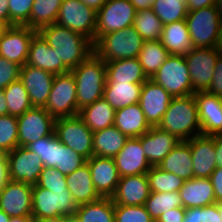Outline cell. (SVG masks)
<instances>
[{"label":"cell","instance_id":"obj_1","mask_svg":"<svg viewBox=\"0 0 222 222\" xmlns=\"http://www.w3.org/2000/svg\"><path fill=\"white\" fill-rule=\"evenodd\" d=\"M38 33L56 50L59 60L72 70L94 53V43L80 33L57 23L42 27Z\"/></svg>","mask_w":222,"mask_h":222},{"label":"cell","instance_id":"obj_2","mask_svg":"<svg viewBox=\"0 0 222 222\" xmlns=\"http://www.w3.org/2000/svg\"><path fill=\"white\" fill-rule=\"evenodd\" d=\"M158 127L180 141L200 135L201 125L194 94L172 98Z\"/></svg>","mask_w":222,"mask_h":222},{"label":"cell","instance_id":"obj_3","mask_svg":"<svg viewBox=\"0 0 222 222\" xmlns=\"http://www.w3.org/2000/svg\"><path fill=\"white\" fill-rule=\"evenodd\" d=\"M70 72L76 81L78 110L103 98L106 83V64L103 59L93 53Z\"/></svg>","mask_w":222,"mask_h":222},{"label":"cell","instance_id":"obj_4","mask_svg":"<svg viewBox=\"0 0 222 222\" xmlns=\"http://www.w3.org/2000/svg\"><path fill=\"white\" fill-rule=\"evenodd\" d=\"M185 21L194 48L221 46L222 17L215 6L188 11Z\"/></svg>","mask_w":222,"mask_h":222},{"label":"cell","instance_id":"obj_5","mask_svg":"<svg viewBox=\"0 0 222 222\" xmlns=\"http://www.w3.org/2000/svg\"><path fill=\"white\" fill-rule=\"evenodd\" d=\"M144 40L133 26L103 35L94 44V53L105 62L137 58Z\"/></svg>","mask_w":222,"mask_h":222},{"label":"cell","instance_id":"obj_6","mask_svg":"<svg viewBox=\"0 0 222 222\" xmlns=\"http://www.w3.org/2000/svg\"><path fill=\"white\" fill-rule=\"evenodd\" d=\"M78 205L69 190L54 191L33 185L32 219L74 216Z\"/></svg>","mask_w":222,"mask_h":222},{"label":"cell","instance_id":"obj_7","mask_svg":"<svg viewBox=\"0 0 222 222\" xmlns=\"http://www.w3.org/2000/svg\"><path fill=\"white\" fill-rule=\"evenodd\" d=\"M173 98L194 94L184 55H170L151 78Z\"/></svg>","mask_w":222,"mask_h":222},{"label":"cell","instance_id":"obj_8","mask_svg":"<svg viewBox=\"0 0 222 222\" xmlns=\"http://www.w3.org/2000/svg\"><path fill=\"white\" fill-rule=\"evenodd\" d=\"M76 94V81L73 74L71 72L57 74L44 108L55 119L77 116L79 110L77 109Z\"/></svg>","mask_w":222,"mask_h":222},{"label":"cell","instance_id":"obj_9","mask_svg":"<svg viewBox=\"0 0 222 222\" xmlns=\"http://www.w3.org/2000/svg\"><path fill=\"white\" fill-rule=\"evenodd\" d=\"M54 132L62 144L77 154L87 160L93 156V132L78 115L55 119Z\"/></svg>","mask_w":222,"mask_h":222},{"label":"cell","instance_id":"obj_10","mask_svg":"<svg viewBox=\"0 0 222 222\" xmlns=\"http://www.w3.org/2000/svg\"><path fill=\"white\" fill-rule=\"evenodd\" d=\"M97 11L80 0H62L56 23L69 28L95 44Z\"/></svg>","mask_w":222,"mask_h":222},{"label":"cell","instance_id":"obj_11","mask_svg":"<svg viewBox=\"0 0 222 222\" xmlns=\"http://www.w3.org/2000/svg\"><path fill=\"white\" fill-rule=\"evenodd\" d=\"M135 14L129 0H107L97 11L95 43L103 35L133 26Z\"/></svg>","mask_w":222,"mask_h":222},{"label":"cell","instance_id":"obj_12","mask_svg":"<svg viewBox=\"0 0 222 222\" xmlns=\"http://www.w3.org/2000/svg\"><path fill=\"white\" fill-rule=\"evenodd\" d=\"M222 53L220 47L193 48L190 53L184 55L193 91L205 92L213 79L215 64Z\"/></svg>","mask_w":222,"mask_h":222},{"label":"cell","instance_id":"obj_13","mask_svg":"<svg viewBox=\"0 0 222 222\" xmlns=\"http://www.w3.org/2000/svg\"><path fill=\"white\" fill-rule=\"evenodd\" d=\"M17 119L19 146L26 147L54 132L55 118L44 107H32Z\"/></svg>","mask_w":222,"mask_h":222},{"label":"cell","instance_id":"obj_14","mask_svg":"<svg viewBox=\"0 0 222 222\" xmlns=\"http://www.w3.org/2000/svg\"><path fill=\"white\" fill-rule=\"evenodd\" d=\"M37 33L28 26H9L0 36V57L24 66L32 38Z\"/></svg>","mask_w":222,"mask_h":222},{"label":"cell","instance_id":"obj_15","mask_svg":"<svg viewBox=\"0 0 222 222\" xmlns=\"http://www.w3.org/2000/svg\"><path fill=\"white\" fill-rule=\"evenodd\" d=\"M9 176L12 181L36 185L44 168L39 156L26 147L18 146L7 153Z\"/></svg>","mask_w":222,"mask_h":222},{"label":"cell","instance_id":"obj_16","mask_svg":"<svg viewBox=\"0 0 222 222\" xmlns=\"http://www.w3.org/2000/svg\"><path fill=\"white\" fill-rule=\"evenodd\" d=\"M31 184L10 180L2 189L0 209L10 217H32Z\"/></svg>","mask_w":222,"mask_h":222},{"label":"cell","instance_id":"obj_17","mask_svg":"<svg viewBox=\"0 0 222 222\" xmlns=\"http://www.w3.org/2000/svg\"><path fill=\"white\" fill-rule=\"evenodd\" d=\"M173 97L153 80L147 79L142 86L139 105L151 127H158Z\"/></svg>","mask_w":222,"mask_h":222},{"label":"cell","instance_id":"obj_18","mask_svg":"<svg viewBox=\"0 0 222 222\" xmlns=\"http://www.w3.org/2000/svg\"><path fill=\"white\" fill-rule=\"evenodd\" d=\"M55 75L51 72L25 64L20 68L22 81L33 107H45L49 99Z\"/></svg>","mask_w":222,"mask_h":222},{"label":"cell","instance_id":"obj_19","mask_svg":"<svg viewBox=\"0 0 222 222\" xmlns=\"http://www.w3.org/2000/svg\"><path fill=\"white\" fill-rule=\"evenodd\" d=\"M120 177L146 174L152 167L141 146V136L128 138L121 151L113 157Z\"/></svg>","mask_w":222,"mask_h":222},{"label":"cell","instance_id":"obj_20","mask_svg":"<svg viewBox=\"0 0 222 222\" xmlns=\"http://www.w3.org/2000/svg\"><path fill=\"white\" fill-rule=\"evenodd\" d=\"M191 149L194 177L210 178L217 168L215 135H197L187 141Z\"/></svg>","mask_w":222,"mask_h":222},{"label":"cell","instance_id":"obj_21","mask_svg":"<svg viewBox=\"0 0 222 222\" xmlns=\"http://www.w3.org/2000/svg\"><path fill=\"white\" fill-rule=\"evenodd\" d=\"M203 135H222V98L205 92L194 93Z\"/></svg>","mask_w":222,"mask_h":222},{"label":"cell","instance_id":"obj_22","mask_svg":"<svg viewBox=\"0 0 222 222\" xmlns=\"http://www.w3.org/2000/svg\"><path fill=\"white\" fill-rule=\"evenodd\" d=\"M90 168L95 190L101 197H112L120 180L113 158L93 155L86 162Z\"/></svg>","mask_w":222,"mask_h":222},{"label":"cell","instance_id":"obj_23","mask_svg":"<svg viewBox=\"0 0 222 222\" xmlns=\"http://www.w3.org/2000/svg\"><path fill=\"white\" fill-rule=\"evenodd\" d=\"M150 194L147 174L120 177L111 199L114 204L138 206L145 205Z\"/></svg>","mask_w":222,"mask_h":222},{"label":"cell","instance_id":"obj_24","mask_svg":"<svg viewBox=\"0 0 222 222\" xmlns=\"http://www.w3.org/2000/svg\"><path fill=\"white\" fill-rule=\"evenodd\" d=\"M179 142L174 135L159 127H151L141 136V146L151 166H159Z\"/></svg>","mask_w":222,"mask_h":222},{"label":"cell","instance_id":"obj_25","mask_svg":"<svg viewBox=\"0 0 222 222\" xmlns=\"http://www.w3.org/2000/svg\"><path fill=\"white\" fill-rule=\"evenodd\" d=\"M26 64L54 75L70 72L62 60H59L56 50L51 48L39 33L32 38Z\"/></svg>","mask_w":222,"mask_h":222},{"label":"cell","instance_id":"obj_26","mask_svg":"<svg viewBox=\"0 0 222 222\" xmlns=\"http://www.w3.org/2000/svg\"><path fill=\"white\" fill-rule=\"evenodd\" d=\"M178 192L185 209L204 207L216 203L210 178L194 177L187 180Z\"/></svg>","mask_w":222,"mask_h":222},{"label":"cell","instance_id":"obj_27","mask_svg":"<svg viewBox=\"0 0 222 222\" xmlns=\"http://www.w3.org/2000/svg\"><path fill=\"white\" fill-rule=\"evenodd\" d=\"M67 189L77 205L97 201L101 198L93 185L90 168L87 163L66 176Z\"/></svg>","mask_w":222,"mask_h":222},{"label":"cell","instance_id":"obj_28","mask_svg":"<svg viewBox=\"0 0 222 222\" xmlns=\"http://www.w3.org/2000/svg\"><path fill=\"white\" fill-rule=\"evenodd\" d=\"M114 126L129 138L140 137L151 128L139 103L117 109Z\"/></svg>","mask_w":222,"mask_h":222},{"label":"cell","instance_id":"obj_29","mask_svg":"<svg viewBox=\"0 0 222 222\" xmlns=\"http://www.w3.org/2000/svg\"><path fill=\"white\" fill-rule=\"evenodd\" d=\"M160 42L170 55H186L194 48L185 20L163 25Z\"/></svg>","mask_w":222,"mask_h":222},{"label":"cell","instance_id":"obj_30","mask_svg":"<svg viewBox=\"0 0 222 222\" xmlns=\"http://www.w3.org/2000/svg\"><path fill=\"white\" fill-rule=\"evenodd\" d=\"M193 162L190 145L187 141H180L159 164L165 172L174 173L184 181L194 178Z\"/></svg>","mask_w":222,"mask_h":222},{"label":"cell","instance_id":"obj_31","mask_svg":"<svg viewBox=\"0 0 222 222\" xmlns=\"http://www.w3.org/2000/svg\"><path fill=\"white\" fill-rule=\"evenodd\" d=\"M106 64V82H127L143 84L148 78L138 58L118 59Z\"/></svg>","mask_w":222,"mask_h":222},{"label":"cell","instance_id":"obj_32","mask_svg":"<svg viewBox=\"0 0 222 222\" xmlns=\"http://www.w3.org/2000/svg\"><path fill=\"white\" fill-rule=\"evenodd\" d=\"M143 84L127 82H106L103 99L114 109H120L137 104Z\"/></svg>","mask_w":222,"mask_h":222},{"label":"cell","instance_id":"obj_33","mask_svg":"<svg viewBox=\"0 0 222 222\" xmlns=\"http://www.w3.org/2000/svg\"><path fill=\"white\" fill-rule=\"evenodd\" d=\"M128 138L115 126L93 132V155L113 158L121 151Z\"/></svg>","mask_w":222,"mask_h":222},{"label":"cell","instance_id":"obj_34","mask_svg":"<svg viewBox=\"0 0 222 222\" xmlns=\"http://www.w3.org/2000/svg\"><path fill=\"white\" fill-rule=\"evenodd\" d=\"M115 113L116 110L101 98L79 110L78 116L92 132H96L114 126Z\"/></svg>","mask_w":222,"mask_h":222},{"label":"cell","instance_id":"obj_35","mask_svg":"<svg viewBox=\"0 0 222 222\" xmlns=\"http://www.w3.org/2000/svg\"><path fill=\"white\" fill-rule=\"evenodd\" d=\"M115 204L111 197L78 205L74 214L78 222H115Z\"/></svg>","mask_w":222,"mask_h":222},{"label":"cell","instance_id":"obj_36","mask_svg":"<svg viewBox=\"0 0 222 222\" xmlns=\"http://www.w3.org/2000/svg\"><path fill=\"white\" fill-rule=\"evenodd\" d=\"M169 56L170 53L161 44L160 40H152L143 42L137 58L144 74L148 79H151Z\"/></svg>","mask_w":222,"mask_h":222},{"label":"cell","instance_id":"obj_37","mask_svg":"<svg viewBox=\"0 0 222 222\" xmlns=\"http://www.w3.org/2000/svg\"><path fill=\"white\" fill-rule=\"evenodd\" d=\"M61 3L62 0H34L27 26L38 32L42 27L56 23Z\"/></svg>","mask_w":222,"mask_h":222},{"label":"cell","instance_id":"obj_38","mask_svg":"<svg viewBox=\"0 0 222 222\" xmlns=\"http://www.w3.org/2000/svg\"><path fill=\"white\" fill-rule=\"evenodd\" d=\"M3 93L7 102V115L19 117L33 107L20 79L7 86Z\"/></svg>","mask_w":222,"mask_h":222},{"label":"cell","instance_id":"obj_39","mask_svg":"<svg viewBox=\"0 0 222 222\" xmlns=\"http://www.w3.org/2000/svg\"><path fill=\"white\" fill-rule=\"evenodd\" d=\"M133 27L144 41L160 40L163 30L162 21L152 9L136 11Z\"/></svg>","mask_w":222,"mask_h":222},{"label":"cell","instance_id":"obj_40","mask_svg":"<svg viewBox=\"0 0 222 222\" xmlns=\"http://www.w3.org/2000/svg\"><path fill=\"white\" fill-rule=\"evenodd\" d=\"M55 132L49 136L39 138L26 146L28 150L37 154L44 167L55 168L58 165L59 149L62 146Z\"/></svg>","mask_w":222,"mask_h":222},{"label":"cell","instance_id":"obj_41","mask_svg":"<svg viewBox=\"0 0 222 222\" xmlns=\"http://www.w3.org/2000/svg\"><path fill=\"white\" fill-rule=\"evenodd\" d=\"M144 206L151 218L156 222L163 213L176 207H183V204L178 191L170 193L150 191Z\"/></svg>","mask_w":222,"mask_h":222},{"label":"cell","instance_id":"obj_42","mask_svg":"<svg viewBox=\"0 0 222 222\" xmlns=\"http://www.w3.org/2000/svg\"><path fill=\"white\" fill-rule=\"evenodd\" d=\"M146 174L149 180V189L154 192L179 191L185 182L181 177L174 173L165 172L158 166H152Z\"/></svg>","mask_w":222,"mask_h":222},{"label":"cell","instance_id":"obj_43","mask_svg":"<svg viewBox=\"0 0 222 222\" xmlns=\"http://www.w3.org/2000/svg\"><path fill=\"white\" fill-rule=\"evenodd\" d=\"M151 9L163 25L185 20L188 13L186 0H155Z\"/></svg>","mask_w":222,"mask_h":222},{"label":"cell","instance_id":"obj_44","mask_svg":"<svg viewBox=\"0 0 222 222\" xmlns=\"http://www.w3.org/2000/svg\"><path fill=\"white\" fill-rule=\"evenodd\" d=\"M19 146L18 119L16 116H0V152L9 153Z\"/></svg>","mask_w":222,"mask_h":222},{"label":"cell","instance_id":"obj_45","mask_svg":"<svg viewBox=\"0 0 222 222\" xmlns=\"http://www.w3.org/2000/svg\"><path fill=\"white\" fill-rule=\"evenodd\" d=\"M115 222H155L144 205L115 204Z\"/></svg>","mask_w":222,"mask_h":222},{"label":"cell","instance_id":"obj_46","mask_svg":"<svg viewBox=\"0 0 222 222\" xmlns=\"http://www.w3.org/2000/svg\"><path fill=\"white\" fill-rule=\"evenodd\" d=\"M86 162L87 159L85 157L63 144L59 149L58 165L55 168L67 176Z\"/></svg>","mask_w":222,"mask_h":222},{"label":"cell","instance_id":"obj_47","mask_svg":"<svg viewBox=\"0 0 222 222\" xmlns=\"http://www.w3.org/2000/svg\"><path fill=\"white\" fill-rule=\"evenodd\" d=\"M39 187L54 191L67 189L66 176L56 168L44 167L36 184Z\"/></svg>","mask_w":222,"mask_h":222},{"label":"cell","instance_id":"obj_48","mask_svg":"<svg viewBox=\"0 0 222 222\" xmlns=\"http://www.w3.org/2000/svg\"><path fill=\"white\" fill-rule=\"evenodd\" d=\"M10 26H27L34 0H8Z\"/></svg>","mask_w":222,"mask_h":222},{"label":"cell","instance_id":"obj_49","mask_svg":"<svg viewBox=\"0 0 222 222\" xmlns=\"http://www.w3.org/2000/svg\"><path fill=\"white\" fill-rule=\"evenodd\" d=\"M21 66L0 57V89L4 90L12 82L19 79Z\"/></svg>","mask_w":222,"mask_h":222},{"label":"cell","instance_id":"obj_50","mask_svg":"<svg viewBox=\"0 0 222 222\" xmlns=\"http://www.w3.org/2000/svg\"><path fill=\"white\" fill-rule=\"evenodd\" d=\"M206 92L222 98V53L216 61L213 79Z\"/></svg>","mask_w":222,"mask_h":222},{"label":"cell","instance_id":"obj_51","mask_svg":"<svg viewBox=\"0 0 222 222\" xmlns=\"http://www.w3.org/2000/svg\"><path fill=\"white\" fill-rule=\"evenodd\" d=\"M201 222H222L220 204L214 203L201 207Z\"/></svg>","mask_w":222,"mask_h":222},{"label":"cell","instance_id":"obj_52","mask_svg":"<svg viewBox=\"0 0 222 222\" xmlns=\"http://www.w3.org/2000/svg\"><path fill=\"white\" fill-rule=\"evenodd\" d=\"M210 180L214 188L216 203L222 204V168L217 167L210 175Z\"/></svg>","mask_w":222,"mask_h":222},{"label":"cell","instance_id":"obj_53","mask_svg":"<svg viewBox=\"0 0 222 222\" xmlns=\"http://www.w3.org/2000/svg\"><path fill=\"white\" fill-rule=\"evenodd\" d=\"M185 211L184 207H176L163 213L156 222H183Z\"/></svg>","mask_w":222,"mask_h":222},{"label":"cell","instance_id":"obj_54","mask_svg":"<svg viewBox=\"0 0 222 222\" xmlns=\"http://www.w3.org/2000/svg\"><path fill=\"white\" fill-rule=\"evenodd\" d=\"M10 181L7 153L0 152V195L2 189Z\"/></svg>","mask_w":222,"mask_h":222},{"label":"cell","instance_id":"obj_55","mask_svg":"<svg viewBox=\"0 0 222 222\" xmlns=\"http://www.w3.org/2000/svg\"><path fill=\"white\" fill-rule=\"evenodd\" d=\"M217 0H186L188 11H193L201 8L215 6Z\"/></svg>","mask_w":222,"mask_h":222},{"label":"cell","instance_id":"obj_56","mask_svg":"<svg viewBox=\"0 0 222 222\" xmlns=\"http://www.w3.org/2000/svg\"><path fill=\"white\" fill-rule=\"evenodd\" d=\"M183 222H201V207L186 208Z\"/></svg>","mask_w":222,"mask_h":222},{"label":"cell","instance_id":"obj_57","mask_svg":"<svg viewBox=\"0 0 222 222\" xmlns=\"http://www.w3.org/2000/svg\"><path fill=\"white\" fill-rule=\"evenodd\" d=\"M216 166L222 168V135H215Z\"/></svg>","mask_w":222,"mask_h":222},{"label":"cell","instance_id":"obj_58","mask_svg":"<svg viewBox=\"0 0 222 222\" xmlns=\"http://www.w3.org/2000/svg\"><path fill=\"white\" fill-rule=\"evenodd\" d=\"M0 20L10 26L9 3L8 0H0Z\"/></svg>","mask_w":222,"mask_h":222},{"label":"cell","instance_id":"obj_59","mask_svg":"<svg viewBox=\"0 0 222 222\" xmlns=\"http://www.w3.org/2000/svg\"><path fill=\"white\" fill-rule=\"evenodd\" d=\"M136 11L151 9L155 0H129Z\"/></svg>","mask_w":222,"mask_h":222},{"label":"cell","instance_id":"obj_60","mask_svg":"<svg viewBox=\"0 0 222 222\" xmlns=\"http://www.w3.org/2000/svg\"><path fill=\"white\" fill-rule=\"evenodd\" d=\"M84 4L88 5L89 7H92L96 11H98L106 2L107 0H80Z\"/></svg>","mask_w":222,"mask_h":222},{"label":"cell","instance_id":"obj_61","mask_svg":"<svg viewBox=\"0 0 222 222\" xmlns=\"http://www.w3.org/2000/svg\"><path fill=\"white\" fill-rule=\"evenodd\" d=\"M7 115V102L3 93L0 89V116Z\"/></svg>","mask_w":222,"mask_h":222},{"label":"cell","instance_id":"obj_62","mask_svg":"<svg viewBox=\"0 0 222 222\" xmlns=\"http://www.w3.org/2000/svg\"><path fill=\"white\" fill-rule=\"evenodd\" d=\"M34 222H65V216L45 217L41 219H33Z\"/></svg>","mask_w":222,"mask_h":222},{"label":"cell","instance_id":"obj_63","mask_svg":"<svg viewBox=\"0 0 222 222\" xmlns=\"http://www.w3.org/2000/svg\"><path fill=\"white\" fill-rule=\"evenodd\" d=\"M9 222H34L32 217H11Z\"/></svg>","mask_w":222,"mask_h":222},{"label":"cell","instance_id":"obj_64","mask_svg":"<svg viewBox=\"0 0 222 222\" xmlns=\"http://www.w3.org/2000/svg\"><path fill=\"white\" fill-rule=\"evenodd\" d=\"M10 216H8L3 210L0 209V222H9Z\"/></svg>","mask_w":222,"mask_h":222},{"label":"cell","instance_id":"obj_65","mask_svg":"<svg viewBox=\"0 0 222 222\" xmlns=\"http://www.w3.org/2000/svg\"><path fill=\"white\" fill-rule=\"evenodd\" d=\"M215 8L218 11L219 15L222 17V0L216 1Z\"/></svg>","mask_w":222,"mask_h":222},{"label":"cell","instance_id":"obj_66","mask_svg":"<svg viewBox=\"0 0 222 222\" xmlns=\"http://www.w3.org/2000/svg\"><path fill=\"white\" fill-rule=\"evenodd\" d=\"M8 27L9 26L4 21L0 20V36L5 32Z\"/></svg>","mask_w":222,"mask_h":222},{"label":"cell","instance_id":"obj_67","mask_svg":"<svg viewBox=\"0 0 222 222\" xmlns=\"http://www.w3.org/2000/svg\"><path fill=\"white\" fill-rule=\"evenodd\" d=\"M65 222H78V220L75 218V216H68L65 217Z\"/></svg>","mask_w":222,"mask_h":222},{"label":"cell","instance_id":"obj_68","mask_svg":"<svg viewBox=\"0 0 222 222\" xmlns=\"http://www.w3.org/2000/svg\"><path fill=\"white\" fill-rule=\"evenodd\" d=\"M220 215H221V219H222V204H220Z\"/></svg>","mask_w":222,"mask_h":222}]
</instances>
